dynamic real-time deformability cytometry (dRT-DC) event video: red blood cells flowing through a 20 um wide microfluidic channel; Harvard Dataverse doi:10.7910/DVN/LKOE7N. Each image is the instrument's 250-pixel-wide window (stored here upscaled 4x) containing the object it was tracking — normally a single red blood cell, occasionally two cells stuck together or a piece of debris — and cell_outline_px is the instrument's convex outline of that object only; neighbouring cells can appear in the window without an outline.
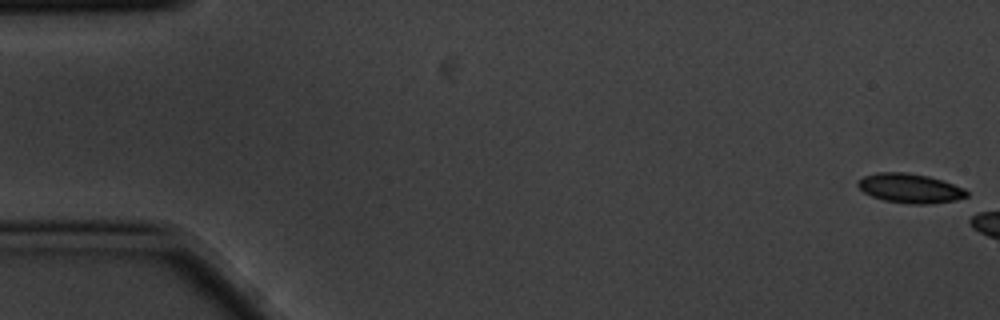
{"species": "common noctule bat (a hibernating species)", "species_latin": "Nyctalus noctula", "temperature_condition": "cold", "stored_images_in_passage": 3, "camera_frame_rate_fps": 3000, "um_per_image_px": 0.085, "animal": {"sex": "male", "body_mass_g": 20.1, "forearm_length_mm": 53.5}, "frame": {"image": 1, "passage_image": 1, "time_ms": 0.0, "image_size_px": [1000, 320], "cell_outline_px": [[968, 196], [956, 200], [928, 204], [908, 204], [884, 200], [872, 196], [864, 192], [856, 184], [864, 176], [876, 172], [908, 172], [928, 176], [964, 188], [968, 192]], "centroid_in_image_um": [77.35, 16.0], "position_along_channel_um": 7.7, "area_um2": 18.55}}